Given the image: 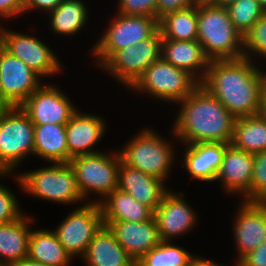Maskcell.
Segmentation results:
<instances>
[{
    "mask_svg": "<svg viewBox=\"0 0 266 266\" xmlns=\"http://www.w3.org/2000/svg\"><path fill=\"white\" fill-rule=\"evenodd\" d=\"M249 58L211 60L200 83L235 118L260 112L261 88L266 74H262Z\"/></svg>",
    "mask_w": 266,
    "mask_h": 266,
    "instance_id": "6da1fadb",
    "label": "cell"
},
{
    "mask_svg": "<svg viewBox=\"0 0 266 266\" xmlns=\"http://www.w3.org/2000/svg\"><path fill=\"white\" fill-rule=\"evenodd\" d=\"M183 102V103H182ZM174 133L189 144H230L236 118L201 84L184 100Z\"/></svg>",
    "mask_w": 266,
    "mask_h": 266,
    "instance_id": "7a4b0ae2",
    "label": "cell"
},
{
    "mask_svg": "<svg viewBox=\"0 0 266 266\" xmlns=\"http://www.w3.org/2000/svg\"><path fill=\"white\" fill-rule=\"evenodd\" d=\"M197 40L210 60L244 57V48L240 47L244 44V37L233 26L227 9L206 0L198 3Z\"/></svg>",
    "mask_w": 266,
    "mask_h": 266,
    "instance_id": "3957f363",
    "label": "cell"
},
{
    "mask_svg": "<svg viewBox=\"0 0 266 266\" xmlns=\"http://www.w3.org/2000/svg\"><path fill=\"white\" fill-rule=\"evenodd\" d=\"M34 153V124L20 106L0 111V176Z\"/></svg>",
    "mask_w": 266,
    "mask_h": 266,
    "instance_id": "277c9868",
    "label": "cell"
},
{
    "mask_svg": "<svg viewBox=\"0 0 266 266\" xmlns=\"http://www.w3.org/2000/svg\"><path fill=\"white\" fill-rule=\"evenodd\" d=\"M16 178L24 191L41 199L60 203H77L84 199L69 163H54L53 166L26 172Z\"/></svg>",
    "mask_w": 266,
    "mask_h": 266,
    "instance_id": "5b68a950",
    "label": "cell"
},
{
    "mask_svg": "<svg viewBox=\"0 0 266 266\" xmlns=\"http://www.w3.org/2000/svg\"><path fill=\"white\" fill-rule=\"evenodd\" d=\"M199 85V80L190 73L160 58L153 62L130 88L147 91L159 99L178 104Z\"/></svg>",
    "mask_w": 266,
    "mask_h": 266,
    "instance_id": "8992f818",
    "label": "cell"
},
{
    "mask_svg": "<svg viewBox=\"0 0 266 266\" xmlns=\"http://www.w3.org/2000/svg\"><path fill=\"white\" fill-rule=\"evenodd\" d=\"M171 145L151 130L136 135L119 152L121 161L164 182L174 158Z\"/></svg>",
    "mask_w": 266,
    "mask_h": 266,
    "instance_id": "52a82bcc",
    "label": "cell"
},
{
    "mask_svg": "<svg viewBox=\"0 0 266 266\" xmlns=\"http://www.w3.org/2000/svg\"><path fill=\"white\" fill-rule=\"evenodd\" d=\"M120 163L119 153L108 156L101 152L80 155L69 161L83 198L87 196L89 191L99 193L105 198L118 188Z\"/></svg>",
    "mask_w": 266,
    "mask_h": 266,
    "instance_id": "ba28073f",
    "label": "cell"
},
{
    "mask_svg": "<svg viewBox=\"0 0 266 266\" xmlns=\"http://www.w3.org/2000/svg\"><path fill=\"white\" fill-rule=\"evenodd\" d=\"M107 32L94 46L93 53L103 65L116 51L133 46L149 38L159 27L152 16L118 14Z\"/></svg>",
    "mask_w": 266,
    "mask_h": 266,
    "instance_id": "9c48e42d",
    "label": "cell"
},
{
    "mask_svg": "<svg viewBox=\"0 0 266 266\" xmlns=\"http://www.w3.org/2000/svg\"><path fill=\"white\" fill-rule=\"evenodd\" d=\"M162 40L158 28L149 38L116 51L101 67L131 87L153 62L161 58Z\"/></svg>",
    "mask_w": 266,
    "mask_h": 266,
    "instance_id": "30bf717a",
    "label": "cell"
},
{
    "mask_svg": "<svg viewBox=\"0 0 266 266\" xmlns=\"http://www.w3.org/2000/svg\"><path fill=\"white\" fill-rule=\"evenodd\" d=\"M103 225L101 208L96 201L74 210L55 233L71 257L84 256L88 245Z\"/></svg>",
    "mask_w": 266,
    "mask_h": 266,
    "instance_id": "8fae6325",
    "label": "cell"
},
{
    "mask_svg": "<svg viewBox=\"0 0 266 266\" xmlns=\"http://www.w3.org/2000/svg\"><path fill=\"white\" fill-rule=\"evenodd\" d=\"M8 31H1V46L12 56L23 61L41 77L60 71L59 60L40 39Z\"/></svg>",
    "mask_w": 266,
    "mask_h": 266,
    "instance_id": "7c38bea8",
    "label": "cell"
},
{
    "mask_svg": "<svg viewBox=\"0 0 266 266\" xmlns=\"http://www.w3.org/2000/svg\"><path fill=\"white\" fill-rule=\"evenodd\" d=\"M34 125H66L77 111L56 87L40 86L21 105Z\"/></svg>",
    "mask_w": 266,
    "mask_h": 266,
    "instance_id": "4fadbf2b",
    "label": "cell"
},
{
    "mask_svg": "<svg viewBox=\"0 0 266 266\" xmlns=\"http://www.w3.org/2000/svg\"><path fill=\"white\" fill-rule=\"evenodd\" d=\"M39 75L0 45V84L4 98L20 106L40 87Z\"/></svg>",
    "mask_w": 266,
    "mask_h": 266,
    "instance_id": "5bb4252c",
    "label": "cell"
},
{
    "mask_svg": "<svg viewBox=\"0 0 266 266\" xmlns=\"http://www.w3.org/2000/svg\"><path fill=\"white\" fill-rule=\"evenodd\" d=\"M103 224L109 227L118 243L135 261L161 242L154 217L141 222L103 221Z\"/></svg>",
    "mask_w": 266,
    "mask_h": 266,
    "instance_id": "9a60e30c",
    "label": "cell"
},
{
    "mask_svg": "<svg viewBox=\"0 0 266 266\" xmlns=\"http://www.w3.org/2000/svg\"><path fill=\"white\" fill-rule=\"evenodd\" d=\"M234 228L239 259L255 250L266 240V202H247L237 213Z\"/></svg>",
    "mask_w": 266,
    "mask_h": 266,
    "instance_id": "2e32d148",
    "label": "cell"
},
{
    "mask_svg": "<svg viewBox=\"0 0 266 266\" xmlns=\"http://www.w3.org/2000/svg\"><path fill=\"white\" fill-rule=\"evenodd\" d=\"M161 241H169L173 236L190 230L195 224V214L177 193L167 192L161 204L154 211Z\"/></svg>",
    "mask_w": 266,
    "mask_h": 266,
    "instance_id": "e0dca14e",
    "label": "cell"
},
{
    "mask_svg": "<svg viewBox=\"0 0 266 266\" xmlns=\"http://www.w3.org/2000/svg\"><path fill=\"white\" fill-rule=\"evenodd\" d=\"M254 166V154L242 151L229 144L216 175L221 180L226 191L243 193L245 201L250 202V184ZM222 178V179H221Z\"/></svg>",
    "mask_w": 266,
    "mask_h": 266,
    "instance_id": "ac0fdd59",
    "label": "cell"
},
{
    "mask_svg": "<svg viewBox=\"0 0 266 266\" xmlns=\"http://www.w3.org/2000/svg\"><path fill=\"white\" fill-rule=\"evenodd\" d=\"M163 181L150 176L122 161L118 170V189L130 194L138 202L155 211L168 192Z\"/></svg>",
    "mask_w": 266,
    "mask_h": 266,
    "instance_id": "d6986e66",
    "label": "cell"
},
{
    "mask_svg": "<svg viewBox=\"0 0 266 266\" xmlns=\"http://www.w3.org/2000/svg\"><path fill=\"white\" fill-rule=\"evenodd\" d=\"M104 129L100 117L81 114L77 110L65 125L68 163L74 157L96 153L89 148L101 139Z\"/></svg>",
    "mask_w": 266,
    "mask_h": 266,
    "instance_id": "ffe728a7",
    "label": "cell"
},
{
    "mask_svg": "<svg viewBox=\"0 0 266 266\" xmlns=\"http://www.w3.org/2000/svg\"><path fill=\"white\" fill-rule=\"evenodd\" d=\"M228 145L223 142L189 144L184 159L187 171L201 181L216 180Z\"/></svg>",
    "mask_w": 266,
    "mask_h": 266,
    "instance_id": "44dd1931",
    "label": "cell"
},
{
    "mask_svg": "<svg viewBox=\"0 0 266 266\" xmlns=\"http://www.w3.org/2000/svg\"><path fill=\"white\" fill-rule=\"evenodd\" d=\"M161 58L176 68L187 71L192 76L194 75V70H203V73L200 75L202 77L199 76L200 83L204 80L211 61L206 56L198 40L179 41L163 39L161 44Z\"/></svg>",
    "mask_w": 266,
    "mask_h": 266,
    "instance_id": "7402d4cb",
    "label": "cell"
},
{
    "mask_svg": "<svg viewBox=\"0 0 266 266\" xmlns=\"http://www.w3.org/2000/svg\"><path fill=\"white\" fill-rule=\"evenodd\" d=\"M88 266H136L108 226L95 234L83 256Z\"/></svg>",
    "mask_w": 266,
    "mask_h": 266,
    "instance_id": "603a6c76",
    "label": "cell"
},
{
    "mask_svg": "<svg viewBox=\"0 0 266 266\" xmlns=\"http://www.w3.org/2000/svg\"><path fill=\"white\" fill-rule=\"evenodd\" d=\"M29 222L32 219L22 215L14 222L0 224V266H11L28 257Z\"/></svg>",
    "mask_w": 266,
    "mask_h": 266,
    "instance_id": "cb8c5ba5",
    "label": "cell"
},
{
    "mask_svg": "<svg viewBox=\"0 0 266 266\" xmlns=\"http://www.w3.org/2000/svg\"><path fill=\"white\" fill-rule=\"evenodd\" d=\"M105 201L98 202L103 221L141 222L152 219L154 216L151 208L118 188L108 194Z\"/></svg>",
    "mask_w": 266,
    "mask_h": 266,
    "instance_id": "d4e9b609",
    "label": "cell"
},
{
    "mask_svg": "<svg viewBox=\"0 0 266 266\" xmlns=\"http://www.w3.org/2000/svg\"><path fill=\"white\" fill-rule=\"evenodd\" d=\"M34 154L52 163H68L65 125H34Z\"/></svg>",
    "mask_w": 266,
    "mask_h": 266,
    "instance_id": "484cf974",
    "label": "cell"
},
{
    "mask_svg": "<svg viewBox=\"0 0 266 266\" xmlns=\"http://www.w3.org/2000/svg\"><path fill=\"white\" fill-rule=\"evenodd\" d=\"M28 258L47 266H67L72 257L59 242L55 231L37 230L30 234Z\"/></svg>",
    "mask_w": 266,
    "mask_h": 266,
    "instance_id": "4316f807",
    "label": "cell"
},
{
    "mask_svg": "<svg viewBox=\"0 0 266 266\" xmlns=\"http://www.w3.org/2000/svg\"><path fill=\"white\" fill-rule=\"evenodd\" d=\"M230 144L252 154L266 150V119L260 114L236 118Z\"/></svg>",
    "mask_w": 266,
    "mask_h": 266,
    "instance_id": "83f0119b",
    "label": "cell"
},
{
    "mask_svg": "<svg viewBox=\"0 0 266 266\" xmlns=\"http://www.w3.org/2000/svg\"><path fill=\"white\" fill-rule=\"evenodd\" d=\"M163 39L193 41L198 34V5L168 13L158 20Z\"/></svg>",
    "mask_w": 266,
    "mask_h": 266,
    "instance_id": "f1b7e54d",
    "label": "cell"
},
{
    "mask_svg": "<svg viewBox=\"0 0 266 266\" xmlns=\"http://www.w3.org/2000/svg\"><path fill=\"white\" fill-rule=\"evenodd\" d=\"M51 14V27L55 33L73 35L87 20V10L80 0H64Z\"/></svg>",
    "mask_w": 266,
    "mask_h": 266,
    "instance_id": "f546056e",
    "label": "cell"
},
{
    "mask_svg": "<svg viewBox=\"0 0 266 266\" xmlns=\"http://www.w3.org/2000/svg\"><path fill=\"white\" fill-rule=\"evenodd\" d=\"M194 258L181 247L172 245L170 241H161L136 261V266H192Z\"/></svg>",
    "mask_w": 266,
    "mask_h": 266,
    "instance_id": "4dcf8cb0",
    "label": "cell"
},
{
    "mask_svg": "<svg viewBox=\"0 0 266 266\" xmlns=\"http://www.w3.org/2000/svg\"><path fill=\"white\" fill-rule=\"evenodd\" d=\"M226 9L233 26L243 37L255 22L266 13L258 0H237Z\"/></svg>",
    "mask_w": 266,
    "mask_h": 266,
    "instance_id": "1f68e13d",
    "label": "cell"
},
{
    "mask_svg": "<svg viewBox=\"0 0 266 266\" xmlns=\"http://www.w3.org/2000/svg\"><path fill=\"white\" fill-rule=\"evenodd\" d=\"M250 202H266V150L254 154Z\"/></svg>",
    "mask_w": 266,
    "mask_h": 266,
    "instance_id": "d6a6232c",
    "label": "cell"
},
{
    "mask_svg": "<svg viewBox=\"0 0 266 266\" xmlns=\"http://www.w3.org/2000/svg\"><path fill=\"white\" fill-rule=\"evenodd\" d=\"M243 47L245 58L249 56L247 51L266 57V13L245 34ZM245 49L248 50L246 51Z\"/></svg>",
    "mask_w": 266,
    "mask_h": 266,
    "instance_id": "836d02e7",
    "label": "cell"
},
{
    "mask_svg": "<svg viewBox=\"0 0 266 266\" xmlns=\"http://www.w3.org/2000/svg\"><path fill=\"white\" fill-rule=\"evenodd\" d=\"M15 196L4 185H0V224H8L18 220L23 213L18 209Z\"/></svg>",
    "mask_w": 266,
    "mask_h": 266,
    "instance_id": "e575fe53",
    "label": "cell"
},
{
    "mask_svg": "<svg viewBox=\"0 0 266 266\" xmlns=\"http://www.w3.org/2000/svg\"><path fill=\"white\" fill-rule=\"evenodd\" d=\"M118 14L155 17L157 0H120Z\"/></svg>",
    "mask_w": 266,
    "mask_h": 266,
    "instance_id": "d590c367",
    "label": "cell"
},
{
    "mask_svg": "<svg viewBox=\"0 0 266 266\" xmlns=\"http://www.w3.org/2000/svg\"><path fill=\"white\" fill-rule=\"evenodd\" d=\"M200 1L201 0H157L155 18L159 20L168 13L198 5Z\"/></svg>",
    "mask_w": 266,
    "mask_h": 266,
    "instance_id": "8d00e7d4",
    "label": "cell"
},
{
    "mask_svg": "<svg viewBox=\"0 0 266 266\" xmlns=\"http://www.w3.org/2000/svg\"><path fill=\"white\" fill-rule=\"evenodd\" d=\"M238 264L240 266H266V240L255 250L246 254Z\"/></svg>",
    "mask_w": 266,
    "mask_h": 266,
    "instance_id": "74e56055",
    "label": "cell"
},
{
    "mask_svg": "<svg viewBox=\"0 0 266 266\" xmlns=\"http://www.w3.org/2000/svg\"><path fill=\"white\" fill-rule=\"evenodd\" d=\"M25 0H0V17L9 18L24 12Z\"/></svg>",
    "mask_w": 266,
    "mask_h": 266,
    "instance_id": "f35d334b",
    "label": "cell"
},
{
    "mask_svg": "<svg viewBox=\"0 0 266 266\" xmlns=\"http://www.w3.org/2000/svg\"><path fill=\"white\" fill-rule=\"evenodd\" d=\"M64 0H25L24 11L33 8L45 9L52 12L57 8Z\"/></svg>",
    "mask_w": 266,
    "mask_h": 266,
    "instance_id": "ab89813d",
    "label": "cell"
},
{
    "mask_svg": "<svg viewBox=\"0 0 266 266\" xmlns=\"http://www.w3.org/2000/svg\"><path fill=\"white\" fill-rule=\"evenodd\" d=\"M259 114L266 119V80L264 81L261 88V99H260V112Z\"/></svg>",
    "mask_w": 266,
    "mask_h": 266,
    "instance_id": "60d3db41",
    "label": "cell"
},
{
    "mask_svg": "<svg viewBox=\"0 0 266 266\" xmlns=\"http://www.w3.org/2000/svg\"><path fill=\"white\" fill-rule=\"evenodd\" d=\"M11 266H47L43 263H39L36 261H32L31 259H29L28 257L25 259H22L14 264H12Z\"/></svg>",
    "mask_w": 266,
    "mask_h": 266,
    "instance_id": "b9f144b4",
    "label": "cell"
},
{
    "mask_svg": "<svg viewBox=\"0 0 266 266\" xmlns=\"http://www.w3.org/2000/svg\"><path fill=\"white\" fill-rule=\"evenodd\" d=\"M192 266H221L217 265L216 263H212L210 260L202 259V258H195L192 261Z\"/></svg>",
    "mask_w": 266,
    "mask_h": 266,
    "instance_id": "7bdbcfd3",
    "label": "cell"
},
{
    "mask_svg": "<svg viewBox=\"0 0 266 266\" xmlns=\"http://www.w3.org/2000/svg\"><path fill=\"white\" fill-rule=\"evenodd\" d=\"M208 3L220 6V7H228L230 4L235 3L237 0H206Z\"/></svg>",
    "mask_w": 266,
    "mask_h": 266,
    "instance_id": "ee69618b",
    "label": "cell"
},
{
    "mask_svg": "<svg viewBox=\"0 0 266 266\" xmlns=\"http://www.w3.org/2000/svg\"><path fill=\"white\" fill-rule=\"evenodd\" d=\"M13 107L3 96V92L0 84V111Z\"/></svg>",
    "mask_w": 266,
    "mask_h": 266,
    "instance_id": "f6af8a7d",
    "label": "cell"
},
{
    "mask_svg": "<svg viewBox=\"0 0 266 266\" xmlns=\"http://www.w3.org/2000/svg\"><path fill=\"white\" fill-rule=\"evenodd\" d=\"M262 9L266 12V0H258Z\"/></svg>",
    "mask_w": 266,
    "mask_h": 266,
    "instance_id": "bcb514c9",
    "label": "cell"
},
{
    "mask_svg": "<svg viewBox=\"0 0 266 266\" xmlns=\"http://www.w3.org/2000/svg\"><path fill=\"white\" fill-rule=\"evenodd\" d=\"M1 31H2V28L0 27V45H1Z\"/></svg>",
    "mask_w": 266,
    "mask_h": 266,
    "instance_id": "7dc6e473",
    "label": "cell"
}]
</instances>
